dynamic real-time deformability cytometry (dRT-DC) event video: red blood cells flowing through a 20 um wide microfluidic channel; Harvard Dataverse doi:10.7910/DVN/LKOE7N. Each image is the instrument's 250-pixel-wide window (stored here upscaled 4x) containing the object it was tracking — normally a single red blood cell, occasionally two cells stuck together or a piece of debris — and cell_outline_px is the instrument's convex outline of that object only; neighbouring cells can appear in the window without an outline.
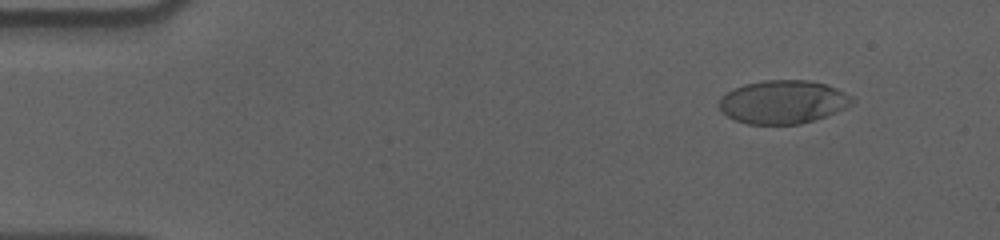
{"species": "human", "species_latin": "Homo sapiens", "temperature_condition": "cold", "stored_images_in_passage": 54, "camera_frame_rate_fps": 3000, "um_per_image_px": 0.085, "donor": {"sex": "male"}, "frame": {"image": 1, "passage_image": 3, "time_ms": 0.667, "image_size_px": [1000, 240], "cell_outline_px": [[856, 100], [852, 104], [836, 112], [800, 124], [748, 124], [736, 120], [720, 112], [716, 104], [720, 96], [744, 84], [764, 80], [808, 80], [824, 84], [836, 88], [852, 96]], "centroid_in_image_um": [66.51, 8.66], "position_along_channel_um": 18.5, "area_um2": 33.64}}
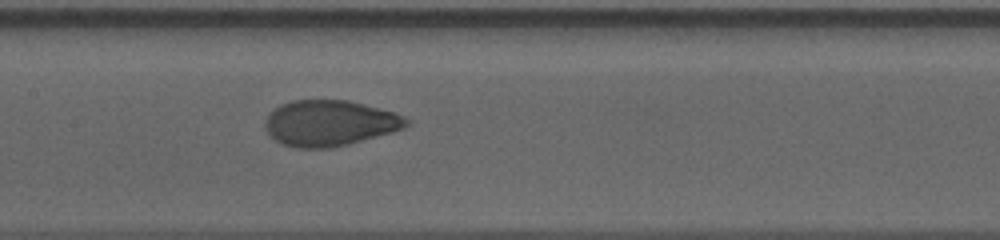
{"frame": {"image": 2, "passage_image": 25, "time_ms": 8.0, "image_size_px": [1000, 240], "cell_outline_px": [[412, 124], [404, 128], [392, 132], [348, 144], [328, 148], [296, 148], [280, 144], [268, 136], [264, 128], [264, 120], [280, 104], [292, 100], [348, 100], [396, 112], [412, 120]], "centroid_in_image_um": [28.02, 10.47], "position_along_channel_um": 179.4, "area_um2": 38.15}}
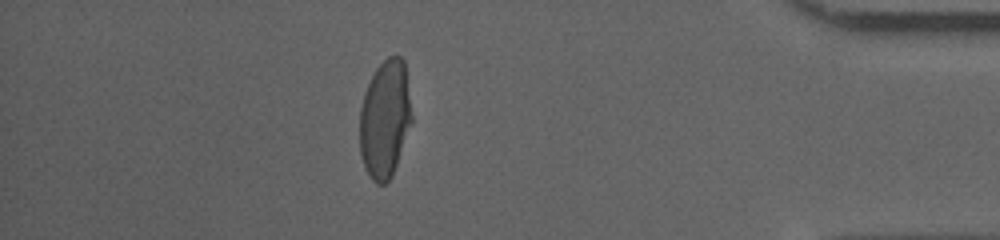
{"frame": {"image": 3, "passage_image": 47, "time_ms": 15.333, "image_size_px": [1000, 240], "cell_outline_px": [[412, 124], [392, 176], [384, 184], [376, 184], [372, 180], [364, 168], [360, 152], [360, 108], [364, 92], [376, 68], [388, 56], [400, 56], [404, 60], [412, 116]], "centroid_in_image_um": [32.72, 10.14], "position_along_channel_um": 402.5, "area_um2": 35.84}, "authors_computed_cell_mechanics": {"area_um2": 36.7897, "velocity_mm_per_s": 3.6015, "shape_relaxation_time_tau1_ms": 4.6929, "shape_relaxation_time_tau2_ms": 0.7022, "deformation_change_tau1": 0.18, "deformation_change_tau2": 0.0479}}